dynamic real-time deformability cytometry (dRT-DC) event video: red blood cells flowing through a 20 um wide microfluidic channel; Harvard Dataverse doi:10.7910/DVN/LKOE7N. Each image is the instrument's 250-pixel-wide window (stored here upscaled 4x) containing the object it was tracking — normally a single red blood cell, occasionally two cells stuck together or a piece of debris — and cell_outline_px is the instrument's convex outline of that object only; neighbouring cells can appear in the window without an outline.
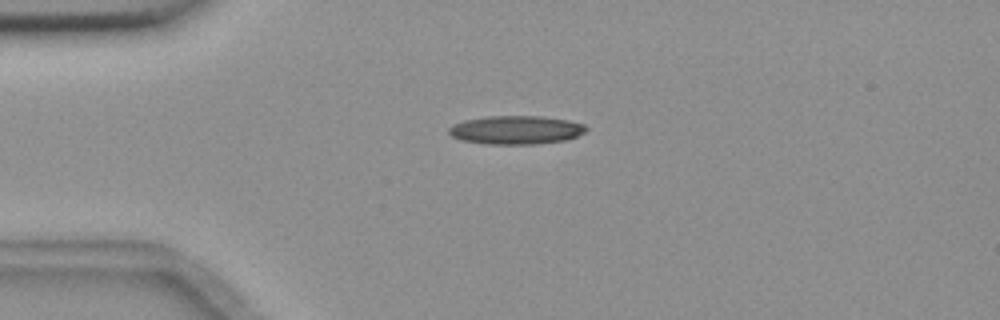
{"species": "common noctule bat (a hibernating species)", "species_latin": "Nyctalus noctula", "temperature_condition": "room temperature", "stored_images_in_passage": 2, "camera_frame_rate_fps": 3000, "um_per_image_px": 0.085, "animal": {"sex": "female", "body_mass_g": 18.4}, "frame": {"image": 1, "passage_image": 1, "time_ms": 0.0, "image_size_px": [1000, 320], "cell_outline_px": [[588, 128], [584, 132], [568, 140], [536, 144], [488, 144], [460, 140], [452, 136], [448, 132], [448, 128], [452, 124], [464, 120], [488, 116], [544, 116], [568, 120], [584, 124]], "centroid_in_image_um": [43.85, 11.04], "position_along_channel_um": 41.1, "area_um2": 23.0}}